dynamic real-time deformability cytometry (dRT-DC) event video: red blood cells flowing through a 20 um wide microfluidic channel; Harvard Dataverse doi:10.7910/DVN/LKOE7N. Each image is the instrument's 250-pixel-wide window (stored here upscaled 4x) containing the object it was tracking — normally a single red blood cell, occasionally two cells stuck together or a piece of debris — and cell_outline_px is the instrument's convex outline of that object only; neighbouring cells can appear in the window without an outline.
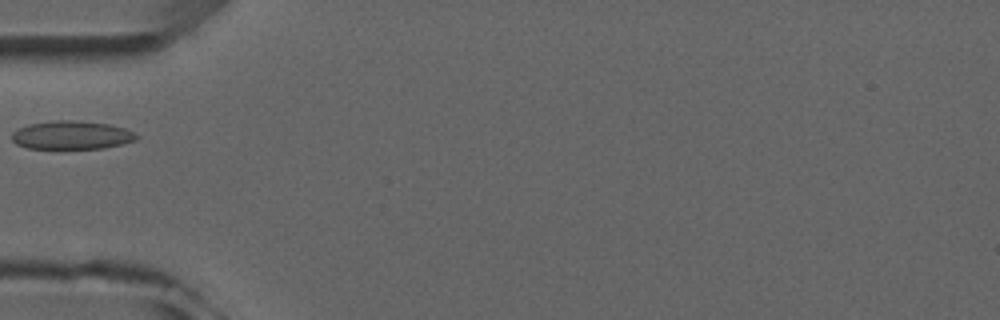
{"species": "common noctule bat (a hibernating species)", "species_latin": "Nyctalus noctula", "temperature_condition": "room temperature", "stored_images_in_passage": 2, "camera_frame_rate_fps": 3000, "um_per_image_px": 0.085, "animal": {"sex": "male", "forearm_length_mm": 52.5}, "frame": {"image": 1, "passage_image": 1, "time_ms": 0.0, "image_size_px": [1000, 320], "cell_outline_px": [[140, 136], [136, 140], [104, 148], [28, 148], [16, 144], [12, 140], [12, 132], [28, 124], [56, 120], [76, 120], [108, 124], [124, 128], [136, 132]], "centroid_in_image_um": [6.11, 11.48], "position_along_channel_um": 78.9, "area_um2": 20.58}}
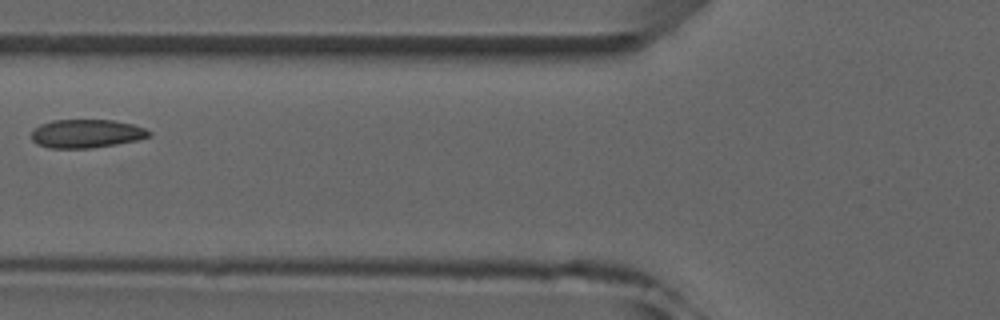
{"frame": {"image": 2, "passage_image": 2, "time_ms": 1.0, "image_size_px": [1000, 320], "cell_outline_px": [[152, 136], [136, 140], [116, 144], [92, 148], [48, 148], [36, 144], [32, 140], [32, 132], [40, 124], [52, 120], [112, 120], [132, 124], [144, 128], [152, 132]], "centroid_in_image_um": [7.34, 11.36], "position_along_channel_um": 118.5, "area_um2": 19.54}}